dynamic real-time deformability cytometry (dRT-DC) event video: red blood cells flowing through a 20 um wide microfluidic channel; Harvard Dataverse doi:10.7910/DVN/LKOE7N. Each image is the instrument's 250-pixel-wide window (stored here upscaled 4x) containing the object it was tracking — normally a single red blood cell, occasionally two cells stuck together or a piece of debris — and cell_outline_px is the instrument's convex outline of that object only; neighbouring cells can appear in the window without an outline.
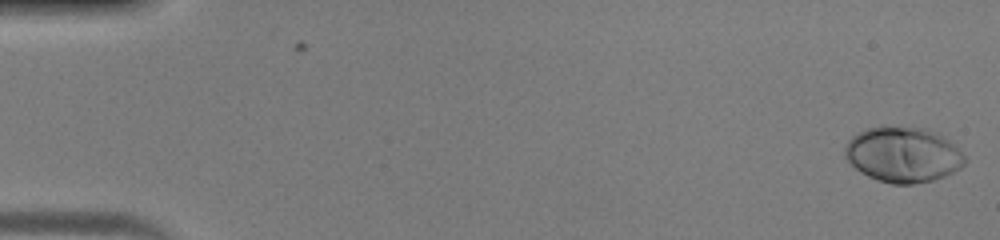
{"species": "human", "species_latin": "Homo sapiens", "temperature_condition": "warm", "stored_images_in_passage": 46, "camera_frame_rate_fps": 3000, "um_per_image_px": 0.085, "donor": {"sex": "male"}, "frame": {"image": 1, "passage_image": 1, "time_ms": 0.0, "image_size_px": [1000, 240], "cell_outline_px": [[968, 160], [960, 168], [944, 176], [932, 180], [912, 184], [892, 184], [868, 176], [860, 172], [844, 156], [844, 148], [848, 140], [856, 132], [868, 128], [928, 128], [940, 132]], "centroid_in_image_um": [76.76, 13.15], "position_along_channel_um": 8.2, "area_um2": 38.32}}
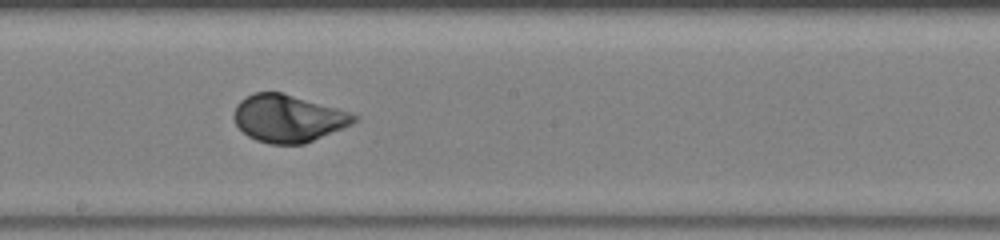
{"frame": {"image": 2, "passage_image": 26, "time_ms": 8.333, "image_size_px": [1000, 240], "cell_outline_px": [[360, 116], [352, 124], [304, 144], [268, 144], [256, 140], [248, 136], [236, 124], [232, 116], [236, 104], [240, 100], [256, 92], [280, 92], [336, 108]], "centroid_in_image_um": [24.46, 10.07], "position_along_channel_um": 223.7, "area_um2": 32.83}}
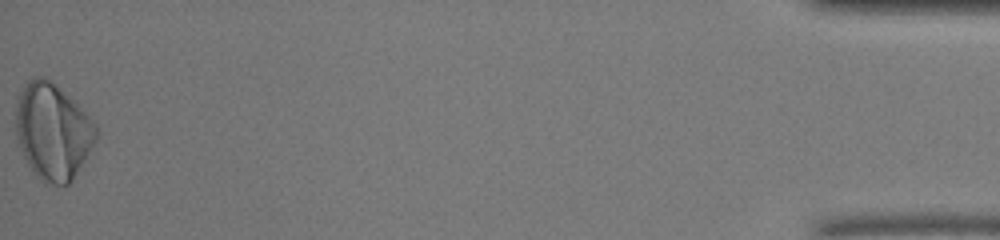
{"frame": {"image": 3, "passage_image": 46, "time_ms": 15.0, "image_size_px": [1000, 240], "cell_outline_px": [[100, 132], [96, 140], [72, 180], [68, 184], [44, 184], [32, 172], [20, 148], [16, 136], [16, 96], [28, 80], [36, 76], [44, 76], [76, 100], [96, 124]], "centroid_in_image_um": [4.48, 11.14], "position_along_channel_um": 430.7, "area_um2": 45.49}}